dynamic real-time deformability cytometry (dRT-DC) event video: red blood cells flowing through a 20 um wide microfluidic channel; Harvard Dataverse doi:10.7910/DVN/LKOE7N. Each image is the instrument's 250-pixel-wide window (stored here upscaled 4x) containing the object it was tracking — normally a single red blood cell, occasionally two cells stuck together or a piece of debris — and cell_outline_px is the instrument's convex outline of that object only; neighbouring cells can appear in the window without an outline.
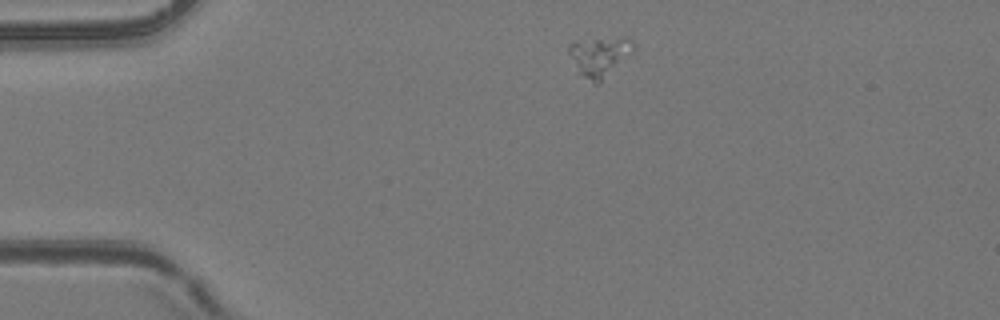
{"species": "common noctule bat (a hibernating species)", "species_latin": "Nyctalus noctula", "temperature_condition": "room temperature", "stored_images_in_passage": 7, "camera_frame_rate_fps": 3000, "um_per_image_px": 0.085, "animal": {"sex": "female", "body_mass_g": 24.6, "forearm_length_mm": 56.2}, "frame": {"image": 1, "passage_image": 1, "time_ms": 0.0, "image_size_px": [1000, 320], "cell_outline_px": [[632, 52], [600, 84], [596, 84], [584, 76], [580, 72], [568, 52], [568, 44], [576, 40], [624, 36], [628, 36], [632, 40]], "centroid_in_image_um": [50.97, 4.75], "position_along_channel_um": 34.0, "area_um2": 14.85}}
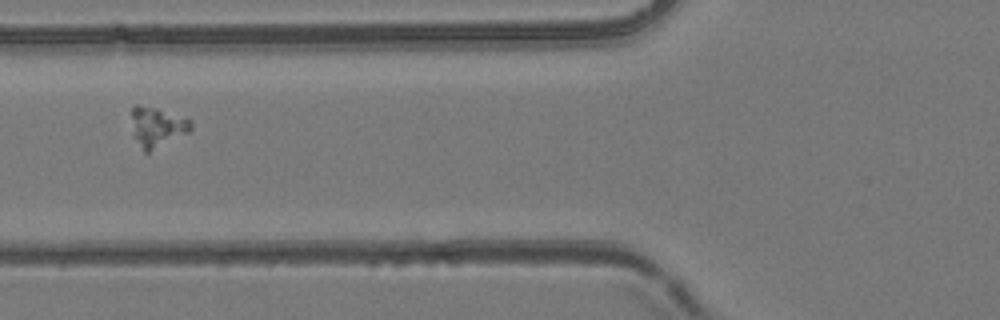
{"frame": {"image": 2, "passage_image": 4, "time_ms": 1.0, "image_size_px": [1000, 320], "cell_outline_px": [[192, 128], [188, 132], [148, 152], [144, 152], [132, 136], [132, 108], [136, 104], [140, 104], [156, 108], [192, 120]], "centroid_in_image_um": [13.32, 10.78], "position_along_channel_um": 112.5, "area_um2": 13.7}}
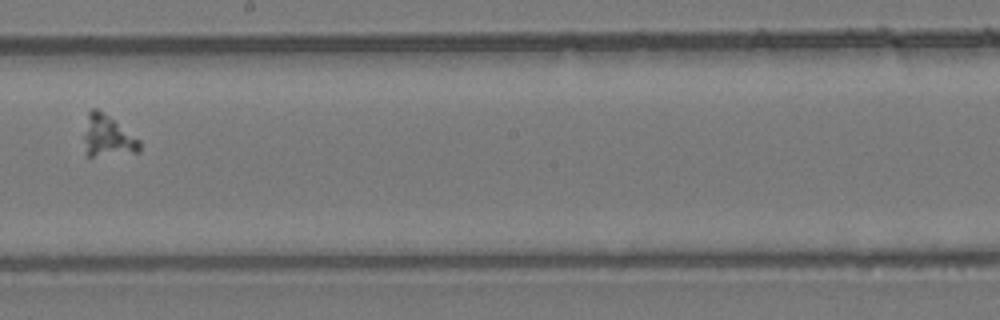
{"frame": {"image": 3, "passage_image": 7, "time_ms": 2.0, "image_size_px": [1000, 320], "cell_outline_px": [[140, 152], [92, 156], [88, 156], [84, 136], [88, 112], [92, 108], [96, 108], [108, 116], [140, 140]], "centroid_in_image_um": [9.16, 11.57], "position_along_channel_um": 239.0, "area_um2": 12.95}}